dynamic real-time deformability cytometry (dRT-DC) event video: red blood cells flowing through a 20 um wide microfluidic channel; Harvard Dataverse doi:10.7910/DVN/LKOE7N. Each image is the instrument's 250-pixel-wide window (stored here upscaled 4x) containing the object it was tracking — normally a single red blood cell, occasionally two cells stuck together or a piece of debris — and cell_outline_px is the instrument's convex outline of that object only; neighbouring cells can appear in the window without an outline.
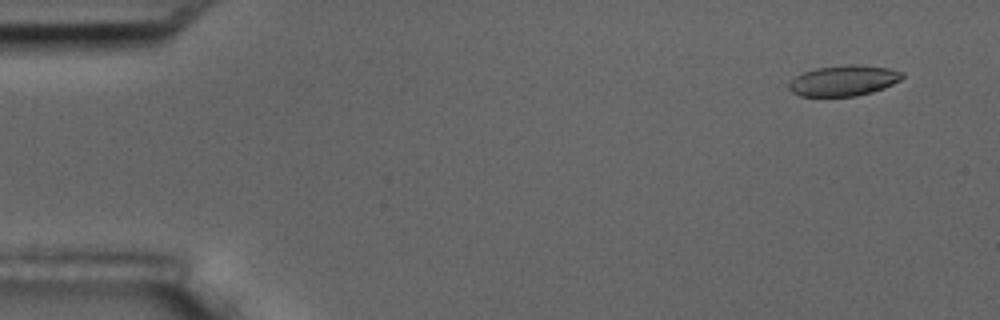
{"species": "common noctule bat (a hibernating species)", "species_latin": "Nyctalus noctula", "temperature_condition": "room temperature", "stored_images_in_passage": 4, "camera_frame_rate_fps": 3000, "um_per_image_px": 0.085, "animal": {"sex": "male", "body_mass_g": 17.5, "forearm_length_mm": 52.3}, "frame": {"image": 1, "passage_image": 1, "time_ms": 0.0, "image_size_px": [1000, 320], "cell_outline_px": [[904, 76], [900, 80], [884, 88], [872, 92], [856, 96], [800, 96], [792, 92], [788, 88], [788, 84], [796, 76], [804, 72], [816, 68], [848, 64], [852, 64], [888, 68], [904, 72]], "centroid_in_image_um": [71.72, 6.85], "position_along_channel_um": 13.3, "area_um2": 20.17}}